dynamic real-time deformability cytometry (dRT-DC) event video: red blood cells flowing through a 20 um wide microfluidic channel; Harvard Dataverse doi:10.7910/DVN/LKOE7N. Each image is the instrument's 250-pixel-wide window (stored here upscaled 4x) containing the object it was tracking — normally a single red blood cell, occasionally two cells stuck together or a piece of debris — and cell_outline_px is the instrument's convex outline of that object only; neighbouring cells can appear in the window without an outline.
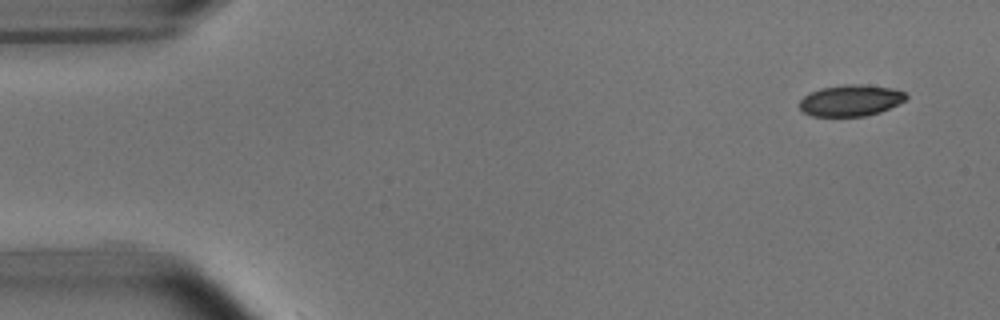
{"species": "common noctule bat (a hibernating species)", "species_latin": "Nyctalus noctula", "temperature_condition": "room temperature", "stored_images_in_passage": 5, "segment_of_instrument_passage": [2, 2], "camera_frame_rate_fps": 3000, "um_per_image_px": 0.085, "animal": {"sex": "male", "body_mass_g": 15.6}, "frame": {"image": 1, "passage_image": 5, "time_ms": 5.667, "image_size_px": [1000, 320], "cell_outline_px": [[908, 96], [904, 100], [880, 112], [864, 116], [812, 116], [804, 112], [800, 108], [800, 100], [808, 92], [820, 88], [844, 84], [860, 84], [892, 88], [904, 92]], "centroid_in_image_um": [72.27, 8.53], "position_along_channel_um": 12.7, "area_um2": 19.36}}